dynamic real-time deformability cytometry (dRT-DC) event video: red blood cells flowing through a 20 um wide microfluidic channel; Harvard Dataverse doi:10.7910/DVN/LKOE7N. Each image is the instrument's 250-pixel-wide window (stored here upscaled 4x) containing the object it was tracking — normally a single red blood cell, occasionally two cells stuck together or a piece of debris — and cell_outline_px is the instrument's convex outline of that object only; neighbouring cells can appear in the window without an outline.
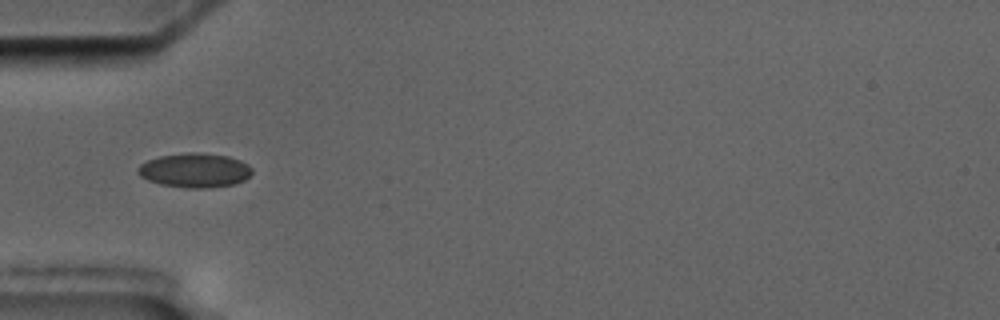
{"species": "common noctule bat (a hibernating species)", "species_latin": "Nyctalus noctula", "temperature_condition": "cold", "stored_images_in_passage": 1, "camera_frame_rate_fps": 3000, "um_per_image_px": 0.085, "animal": {"sex": "male", "body_mass_g": 17.5, "forearm_length_mm": 52.3}, "frame": {"image": 1, "passage_image": 1, "time_ms": 0.0, "image_size_px": [1000, 320], "cell_outline_px": [[252, 172], [244, 180], [236, 184], [208, 188], [188, 188], [160, 184], [148, 180], [140, 176], [136, 172], [136, 168], [140, 164], [148, 160], [160, 156], [184, 152], [204, 152], [228, 156], [240, 160], [248, 164], [252, 168]], "centroid_in_image_um": [16.55, 14.47], "position_along_channel_um": 68.5, "area_um2": 23.12}}